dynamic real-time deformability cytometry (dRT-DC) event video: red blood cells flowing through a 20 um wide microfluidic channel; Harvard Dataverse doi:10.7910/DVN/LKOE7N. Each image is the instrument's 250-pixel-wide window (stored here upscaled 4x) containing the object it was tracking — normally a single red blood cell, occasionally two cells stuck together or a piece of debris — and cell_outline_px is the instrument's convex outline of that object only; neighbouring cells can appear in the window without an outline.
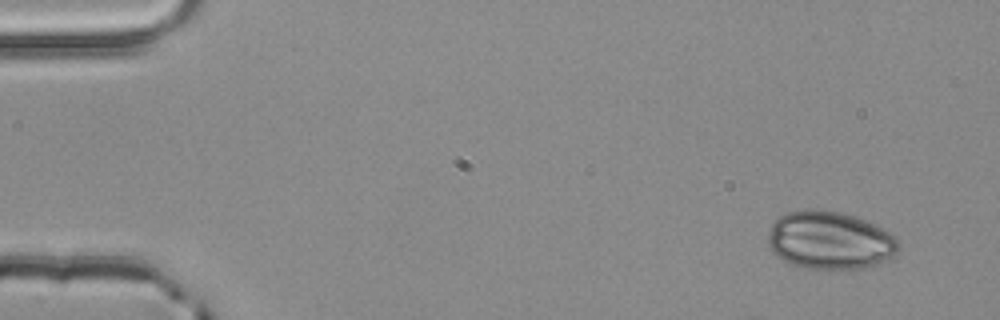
{"species": "common noctule bat (a hibernating species)", "species_latin": "Nyctalus noctula", "temperature_condition": "room temperature", "stored_images_in_passage": 5, "camera_frame_rate_fps": 3000, "um_per_image_px": 0.085, "animal": {"sex": "male", "body_mass_g": 20.4}, "frame": {"image": 1, "passage_image": 1, "time_ms": 0.0, "image_size_px": [1000, 320], "cell_outline_px": [[900, 252], [868, 268], [804, 268], [792, 264], [784, 260], [772, 252], [768, 248], [768, 232], [772, 224], [784, 212], [816, 208], [840, 212], [864, 220], [892, 232], [900, 244]], "centroid_in_image_um": [70.54, 20.42], "position_along_channel_um": 14.5, "area_um2": 44.27}}